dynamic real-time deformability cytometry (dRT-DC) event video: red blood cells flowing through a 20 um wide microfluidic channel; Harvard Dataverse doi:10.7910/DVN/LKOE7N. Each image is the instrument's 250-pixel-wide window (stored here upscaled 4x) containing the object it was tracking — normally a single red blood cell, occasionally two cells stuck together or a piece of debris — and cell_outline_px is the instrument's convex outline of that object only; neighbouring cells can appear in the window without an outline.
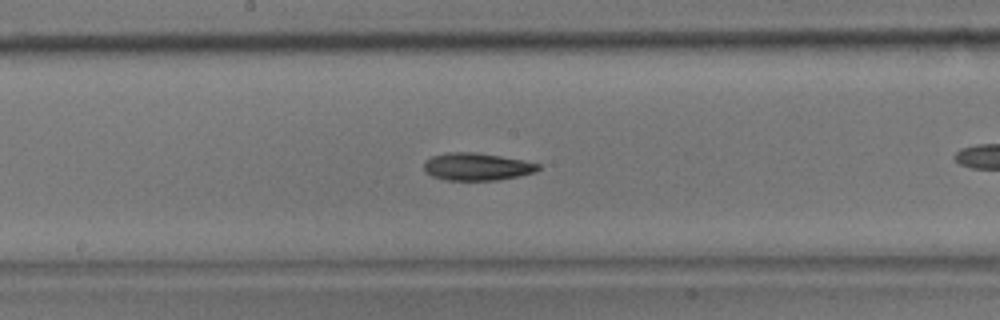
{"species": "common noctule bat (a hibernating species)", "species_latin": "Nyctalus noctula", "temperature_condition": "room temperature", "stored_images_in_passage": 27, "camera_frame_rate_fps": 3000, "um_per_image_px": 0.085, "animal": {"sex": "male", "body_mass_g": 17.9}, "frame": {"image": 1, "passage_image": 10, "time_ms": 3.0, "image_size_px": [1000, 320], "cell_outline_px": [[540, 168], [536, 172], [520, 176], [496, 180], [444, 180], [432, 176], [424, 172], [424, 160], [432, 156], [448, 152], [476, 152], [524, 160], [540, 164]], "centroid_in_image_um": [40.52, 14.17], "position_along_channel_um": 207.7, "area_um2": 18.5}}
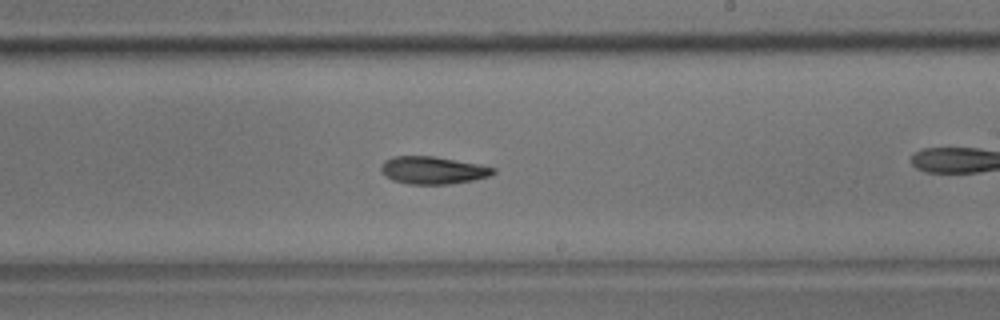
{"frame": {"image": 2, "passage_image": 13, "time_ms": 4.0, "image_size_px": [1000, 320], "cell_outline_px": [[496, 172], [492, 176], [472, 180], [448, 184], [408, 184], [392, 180], [384, 176], [380, 168], [384, 160], [392, 156], [432, 156], [476, 164], [496, 168]], "centroid_in_image_um": [36.76, 14.47], "position_along_channel_um": 252.2, "area_um2": 17.98}}